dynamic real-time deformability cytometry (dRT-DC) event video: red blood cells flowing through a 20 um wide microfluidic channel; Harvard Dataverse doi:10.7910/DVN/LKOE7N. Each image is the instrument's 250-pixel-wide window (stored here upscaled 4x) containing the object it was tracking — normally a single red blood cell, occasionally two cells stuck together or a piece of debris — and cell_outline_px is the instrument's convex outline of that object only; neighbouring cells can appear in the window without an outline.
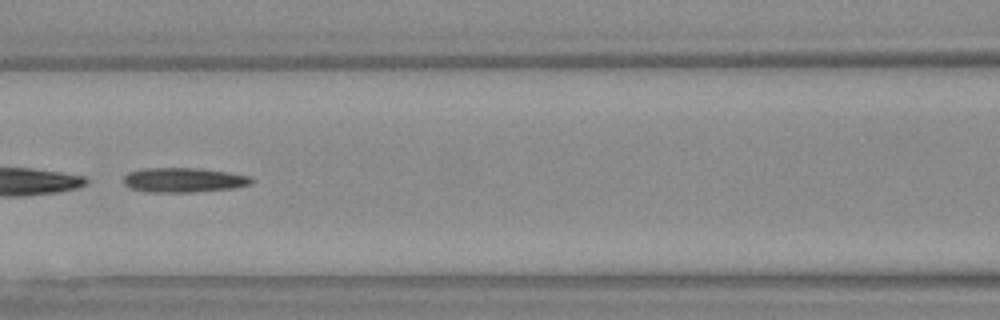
{"species": "Egyptian fruit bat (a non-hibernating species)", "species_latin": "Rousettus aegyptiacus", "temperature_condition": "warm", "stored_images_in_passage": 47, "segment_of_instrument_passage": [2, 2], "camera_frame_rate_fps": 3000, "um_per_image_px": 0.085, "animal": {"sex": "female"}, "frame": {"image": 1, "passage_image": 21, "time_ms": 6.667, "image_size_px": [1000, 320], "cell_outline_px": [[256, 180], [252, 184], [232, 188], [192, 192], [144, 192], [128, 188], [124, 184], [124, 176], [128, 172], [144, 168], [200, 168], [228, 172], [252, 176]], "centroid_in_image_um": [15.62, 15.3], "position_along_channel_um": 151.0, "area_um2": 18.61}}